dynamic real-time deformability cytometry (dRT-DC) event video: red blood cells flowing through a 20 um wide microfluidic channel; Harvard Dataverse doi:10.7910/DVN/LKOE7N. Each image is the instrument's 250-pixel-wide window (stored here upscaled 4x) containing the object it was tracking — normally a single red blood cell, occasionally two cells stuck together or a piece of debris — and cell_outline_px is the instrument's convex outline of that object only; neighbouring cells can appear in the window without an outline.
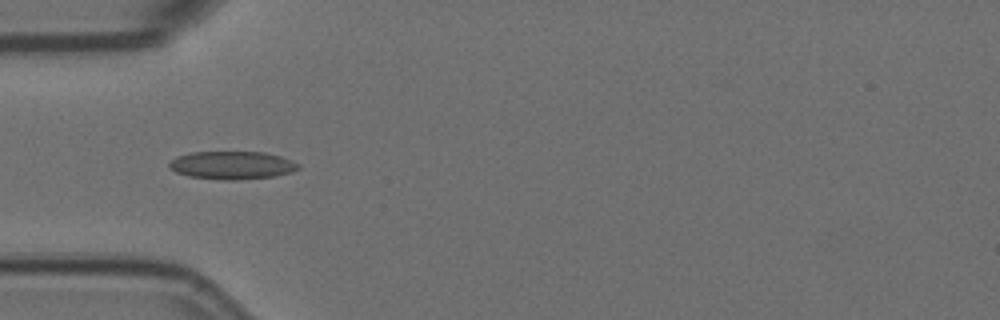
{"species": "Egyptian fruit bat (a non-hibernating species)", "species_latin": "Rousettus aegyptiacus", "temperature_condition": "room temperature", "stored_images_in_passage": 4, "camera_frame_rate_fps": 3000, "um_per_image_px": 0.085, "animal": {"sex": "female"}, "frame": {"image": 1, "passage_image": 2, "time_ms": 0.333, "image_size_px": [1000, 320], "cell_outline_px": [[300, 168], [292, 172], [272, 176], [236, 180], [224, 180], [188, 176], [176, 172], [168, 168], [168, 164], [176, 156], [192, 152], [264, 152], [280, 156], [292, 160], [300, 164]], "centroid_in_image_um": [19.72, 14.04], "position_along_channel_um": 65.3, "area_um2": 21.1}}
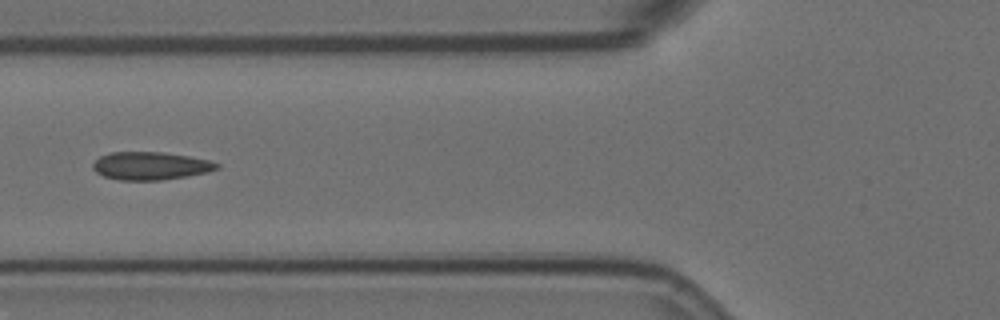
{"frame": {"image": 2, "passage_image": 3, "time_ms": 0.667, "image_size_px": [1000, 320], "cell_outline_px": [[220, 168], [208, 172], [188, 176], [160, 180], [120, 180], [104, 176], [96, 172], [92, 168], [92, 164], [100, 156], [112, 152], [164, 152], [188, 156], [208, 160], [220, 164]], "centroid_in_image_um": [12.8, 14.1], "position_along_channel_um": 113.0, "area_um2": 20.17}}
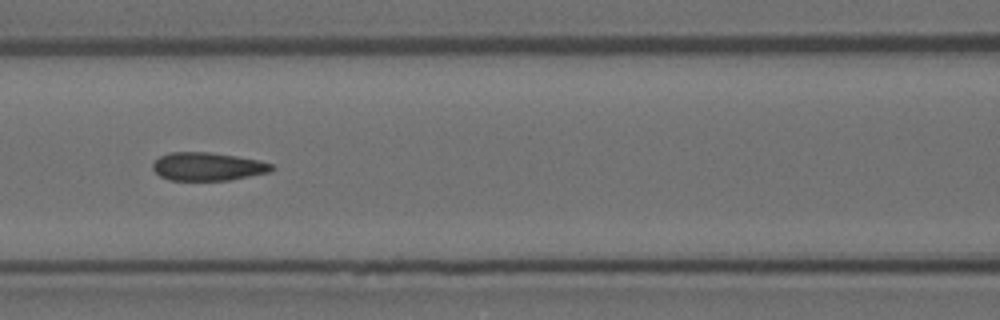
{"frame": {"image": 3, "passage_image": 4, "time_ms": 1.0, "image_size_px": [1000, 320], "cell_outline_px": [[276, 168], [268, 172], [228, 180], [168, 180], [160, 176], [152, 168], [152, 164], [160, 156], [168, 152], [208, 152], [236, 156], [260, 160], [272, 164]], "centroid_in_image_um": [17.64, 14.15], "position_along_channel_um": 149.0, "area_um2": 19.48}}